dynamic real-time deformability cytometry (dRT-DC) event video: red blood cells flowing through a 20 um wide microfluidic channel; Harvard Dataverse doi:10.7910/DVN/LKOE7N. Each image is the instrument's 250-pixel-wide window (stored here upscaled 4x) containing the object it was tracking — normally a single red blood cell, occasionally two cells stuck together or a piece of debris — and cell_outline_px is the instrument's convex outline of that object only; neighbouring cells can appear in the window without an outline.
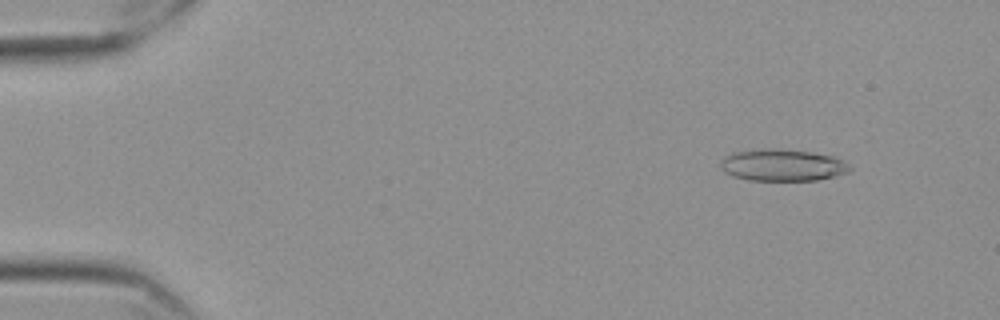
{"species": "Egyptian fruit bat (a non-hibernating species)", "species_latin": "Rousettus aegyptiacus", "temperature_condition": "cold", "stored_images_in_passage": 18, "camera_frame_rate_fps": 3000, "um_per_image_px": 0.085, "frame": {"image": 1, "passage_image": 6, "time_ms": 1.667, "image_size_px": [1000, 320], "cell_outline_px": [[852, 168], [848, 172], [816, 180], [748, 180], [732, 176], [724, 172], [720, 168], [720, 160], [724, 156], [732, 152], [764, 148], [780, 148], [812, 152], [832, 156], [848, 164]], "centroid_in_image_um": [66.44, 14.02], "position_along_channel_um": 18.6, "area_um2": 24.1}}